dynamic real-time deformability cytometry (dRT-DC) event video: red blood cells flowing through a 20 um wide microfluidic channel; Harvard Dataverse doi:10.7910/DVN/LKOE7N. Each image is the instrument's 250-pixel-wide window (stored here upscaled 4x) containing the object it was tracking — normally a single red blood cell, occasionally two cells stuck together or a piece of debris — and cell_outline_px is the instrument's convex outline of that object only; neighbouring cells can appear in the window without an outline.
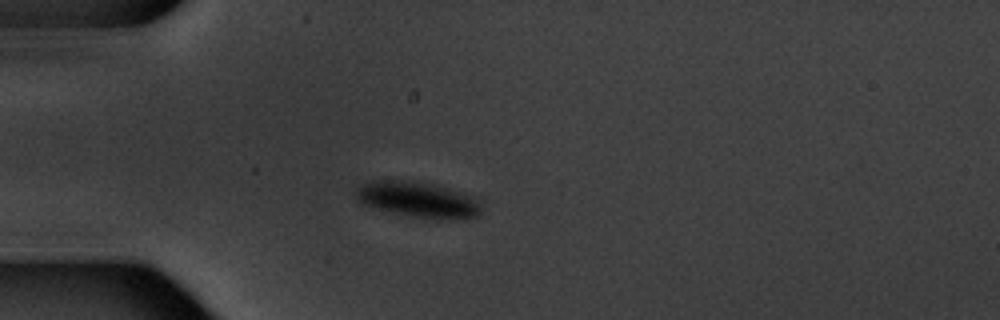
{"species": "common noctule bat (a hibernating species)", "species_latin": "Nyctalus noctula", "temperature_condition": "warm", "stored_images_in_passage": 14, "camera_frame_rate_fps": 3000, "um_per_image_px": 0.085, "animal": {"sex": "male", "body_mass_g": 20.1, "forearm_length_mm": 53.5}, "frame": {"image": 1, "passage_image": 3, "time_ms": 3.333, "image_size_px": [1000, 320], "cell_outline_px": [[480, 216], [468, 220], [444, 220], [412, 216], [364, 204], [352, 192], [356, 188], [368, 180], [412, 180], [432, 184], [464, 192], [476, 196], [480, 204]], "centroid_in_image_um": [35.62, 16.96], "position_along_channel_um": 49.4, "area_um2": 26.41}}
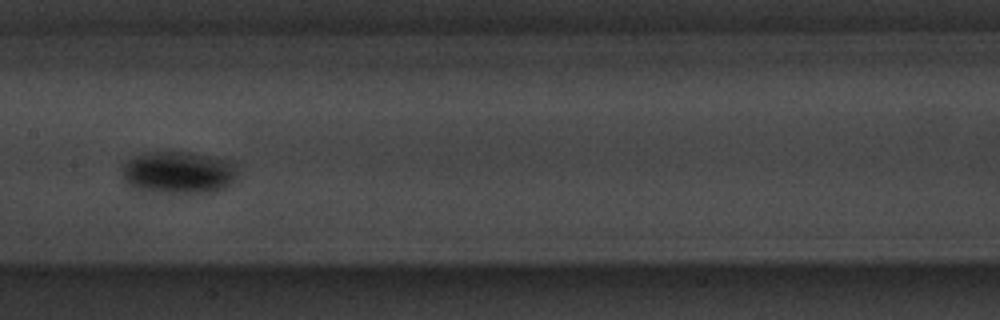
{"frame": {"image": 2, "passage_image": 7, "time_ms": 8.0, "image_size_px": [1000, 320], "cell_outline_px": [[236, 176], [224, 188], [216, 192], [152, 192], [132, 188], [120, 180], [124, 164], [128, 160], [136, 156], [148, 152], [188, 152], [236, 160]], "centroid_in_image_um": [15.16, 14.66], "position_along_channel_um": 192.2, "area_um2": 28.78}}
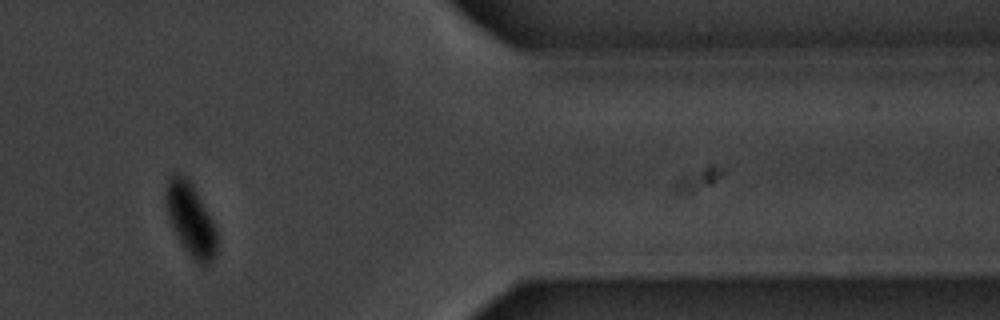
{"frame": {"image": 3, "passage_image": 12, "time_ms": 14.667, "image_size_px": [1000, 320], "cell_outline_px": [[216, 252], [212, 260], [208, 264], [200, 264], [192, 260], [180, 244], [172, 228], [168, 216], [164, 200], [164, 192], [168, 180], [172, 172], [180, 172], [188, 176], [212, 220], [216, 228]], "centroid_in_image_um": [16.15, 18.62], "position_along_channel_um": 395.2, "area_um2": 22.02}, "authors_computed_cell_mechanics": {"area_um2": 26.7614, "velocity_mm_per_s": 3.4049, "shape_relaxation_time_tau1_ms": 1.814, "shape_relaxation_time_tau2_ms": null, "deformation_change_tau1": 0.1153, "deformation_change_tau2": null}}